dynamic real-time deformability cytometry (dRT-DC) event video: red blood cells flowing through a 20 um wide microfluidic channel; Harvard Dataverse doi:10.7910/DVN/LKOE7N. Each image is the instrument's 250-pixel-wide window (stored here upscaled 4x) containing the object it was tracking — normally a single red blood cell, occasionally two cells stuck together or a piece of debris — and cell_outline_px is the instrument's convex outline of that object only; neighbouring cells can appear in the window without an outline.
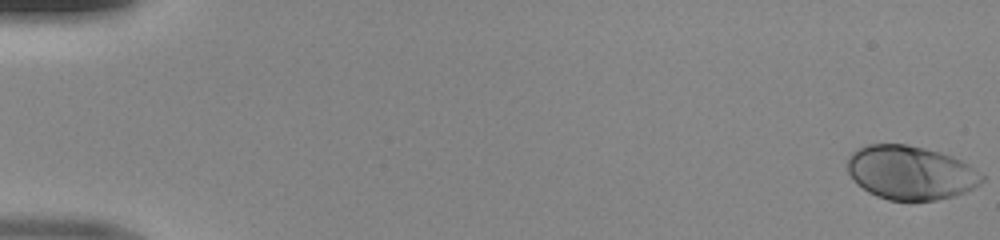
{"species": "human", "species_latin": "Homo sapiens", "temperature_condition": "room temperature", "stored_images_in_passage": 50, "camera_frame_rate_fps": 3000, "um_per_image_px": 0.085, "donor": {"sex": "male"}, "frame": {"image": 1, "passage_image": 1, "time_ms": 0.0, "image_size_px": [1000, 240], "cell_outline_px": [[984, 180], [980, 184], [964, 192], [952, 196], [936, 200], [888, 200], [876, 196], [868, 192], [856, 184], [848, 172], [848, 156], [856, 148], [868, 144], [908, 144], [940, 152], [952, 156], [968, 164], [984, 176]], "centroid_in_image_um": [77.36, 14.67], "position_along_channel_um": 7.6, "area_um2": 42.25}}
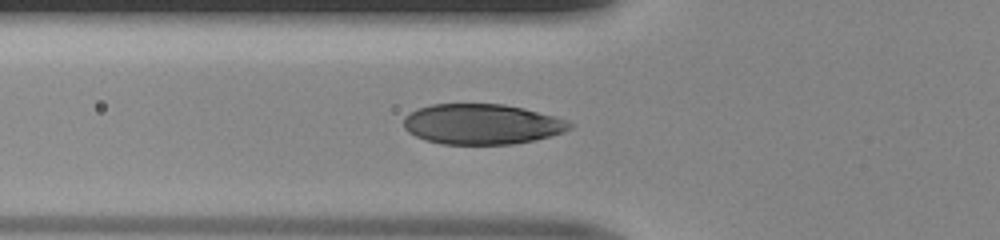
{"frame": {"image": 2, "passage_image": 19, "time_ms": 6.0, "image_size_px": [1000, 240], "cell_outline_px": [[572, 128], [564, 132], [536, 140], [512, 144], [440, 144], [424, 140], [408, 132], [404, 128], [404, 116], [408, 112], [416, 108], [432, 104], [504, 104], [524, 108], [568, 120], [572, 124]], "centroid_in_image_um": [40.94, 10.55], "position_along_channel_um": 84.9, "area_um2": 39.36}}
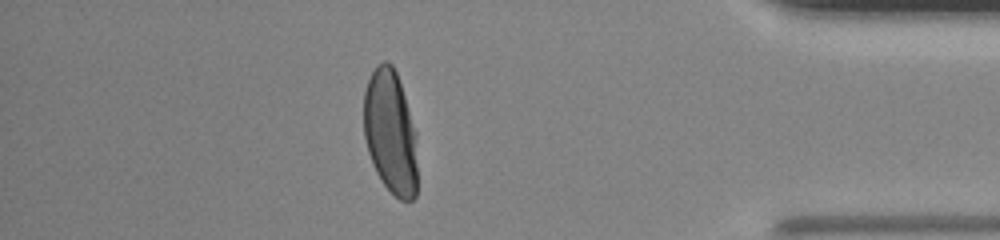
{"frame": {"image": 3, "passage_image": 44, "time_ms": 14.333, "image_size_px": [1000, 240], "cell_outline_px": [[416, 196], [412, 200], [400, 200], [384, 184], [376, 172], [372, 164], [368, 152], [364, 136], [364, 92], [368, 80], [372, 72], [384, 60], [388, 60], [392, 64], [396, 72], [416, 132]], "centroid_in_image_um": [33.18, 11.24], "position_along_channel_um": 402.0, "area_um2": 38.49}}